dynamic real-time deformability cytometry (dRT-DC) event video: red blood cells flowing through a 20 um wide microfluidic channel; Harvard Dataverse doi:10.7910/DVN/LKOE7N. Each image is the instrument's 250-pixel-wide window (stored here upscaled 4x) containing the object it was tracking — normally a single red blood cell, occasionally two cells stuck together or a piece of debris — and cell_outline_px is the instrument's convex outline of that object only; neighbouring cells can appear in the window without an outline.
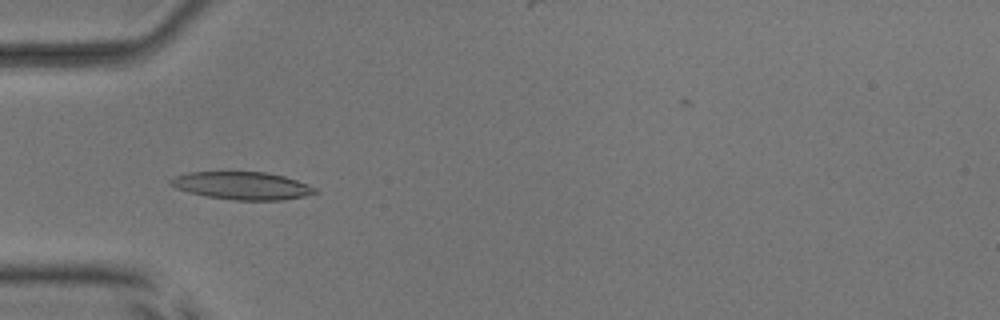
{"species": "common noctule bat (a hibernating species)", "species_latin": "Nyctalus noctula", "temperature_condition": "room temperature", "stored_images_in_passage": 55, "camera_frame_rate_fps": 3000, "um_per_image_px": 0.085, "animal": {"sex": "male", "body_mass_g": 17.9, "forearm_length_mm": 54.2}, "frame": {"image": 1, "passage_image": 18, "time_ms": 5.667, "image_size_px": [1000, 320], "cell_outline_px": [[320, 192], [304, 196], [284, 200], [232, 200], [208, 196], [188, 192], [176, 188], [168, 184], [168, 180], [176, 176], [188, 172], [228, 168], [268, 172], [284, 176], [296, 180], [316, 188]], "centroid_in_image_um": [20.52, 15.72], "position_along_channel_um": 64.5, "area_um2": 24.51}}
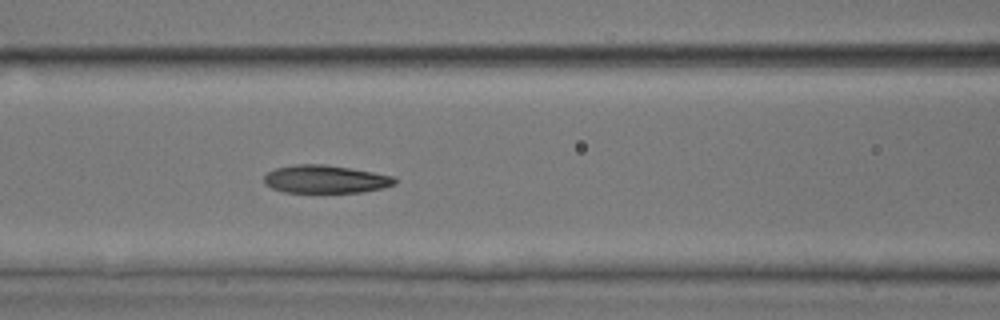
{"frame": {"image": 2, "passage_image": 24, "time_ms": 7.667, "image_size_px": [1000, 320], "cell_outline_px": [[396, 184], [384, 188], [360, 192], [284, 192], [272, 188], [264, 184], [264, 176], [268, 172], [276, 168], [296, 164], [324, 164], [352, 168], [392, 176], [396, 180]], "centroid_in_image_um": [27.65, 15.23], "position_along_channel_um": 138.9, "area_um2": 21.27}}
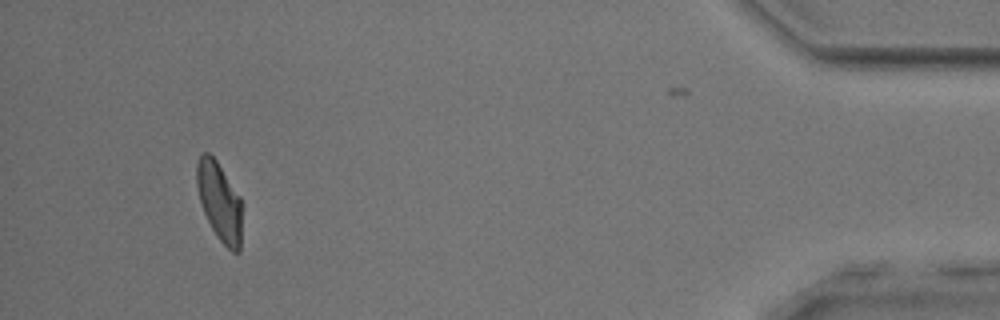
{"frame": {"image": 3, "passage_image": 51, "time_ms": 16.667, "image_size_px": [1000, 320], "cell_outline_px": [[240, 252], [232, 252], [216, 236], [204, 212], [200, 200], [196, 184], [196, 164], [200, 156], [204, 152], [208, 152], [216, 160], [240, 196]], "centroid_in_image_um": [18.63, 17.11], "position_along_channel_um": 416.6, "area_um2": 20.35}, "authors_computed_cell_mechanics": {"area_um2": 22.0218, "velocity_mm_per_s": 3.8238, "shape_relaxation_time_tau1_ms": 3.6858, "shape_relaxation_time_tau2_ms": 1.3459, "deformation_change_tau1": 0.1761, "deformation_change_tau2": 0.0896}}